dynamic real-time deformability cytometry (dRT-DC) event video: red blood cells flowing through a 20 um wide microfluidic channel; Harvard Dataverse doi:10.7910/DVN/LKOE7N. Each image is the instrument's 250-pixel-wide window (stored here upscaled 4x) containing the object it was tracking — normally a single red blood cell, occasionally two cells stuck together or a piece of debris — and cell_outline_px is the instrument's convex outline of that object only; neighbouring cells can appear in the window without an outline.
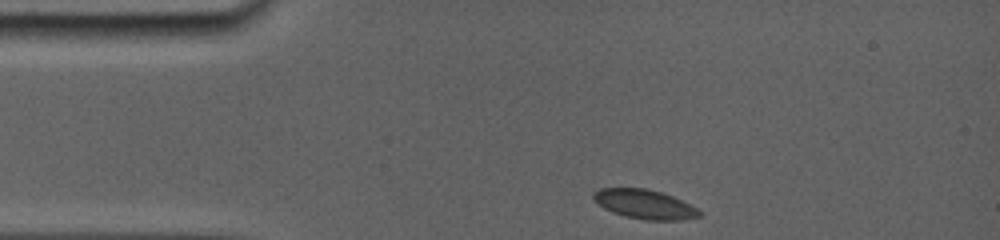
{"species": "common noctule bat (a hibernating species)", "species_latin": "Nyctalus noctula", "temperature_condition": "room temperature", "stored_images_in_passage": 26, "camera_frame_rate_fps": 5000, "um_per_image_px": 0.085, "animal": {"sex": "female", "body_mass_g": 19.0, "forearm_length_mm": 56.7}, "frame": {"image": 1, "passage_image": 1, "time_ms": 0.0, "image_size_px": [1000, 240], "cell_outline_px": [[704, 212], [700, 216], [684, 220], [644, 220], [624, 216], [612, 212], [604, 208], [592, 200], [592, 192], [600, 188], [648, 188], [672, 196]], "centroid_in_image_um": [54.76, 17.36], "position_along_channel_um": 30.2, "area_um2": 18.21}}
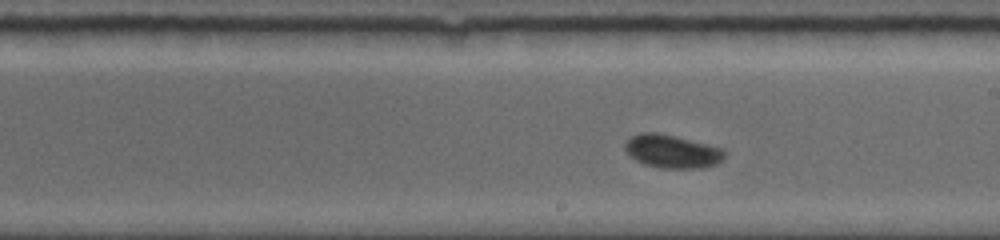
{"frame": {"image": 2, "passage_image": 15, "time_ms": 6.4, "image_size_px": [1000, 240], "cell_outline_px": [[728, 152], [716, 164], [700, 168], [660, 168], [644, 164], [628, 156], [624, 148], [624, 144], [632, 136], [640, 132], [656, 132], [676, 136], [724, 148]], "centroid_in_image_um": [57.12, 12.86], "position_along_channel_um": 231.9, "area_um2": 19.48}}
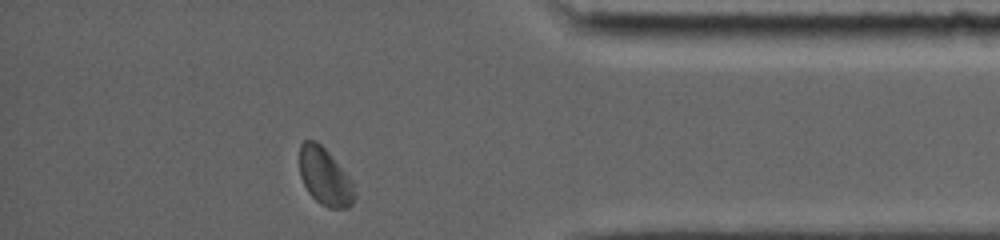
{"frame": {"image": 3, "passage_image": 26, "time_ms": 11.4, "image_size_px": [1000, 240], "cell_outline_px": [[356, 196], [352, 204], [348, 208], [328, 208], [320, 204], [308, 192], [300, 176], [300, 144], [304, 140], [316, 140], [328, 152], [352, 180], [356, 192]], "centroid_in_image_um": [27.63, 15.04], "position_along_channel_um": 407.6, "area_um2": 18.44}, "authors_computed_cell_mechanics": {"area_um2": 18.496, "velocity_mm_per_s": 3.7791, "shape_relaxation_time_tau1_ms": 2.4283, "shape_relaxation_time_tau2_ms": null, "deformation_change_tau1": 0.0633, "deformation_change_tau2": null}}